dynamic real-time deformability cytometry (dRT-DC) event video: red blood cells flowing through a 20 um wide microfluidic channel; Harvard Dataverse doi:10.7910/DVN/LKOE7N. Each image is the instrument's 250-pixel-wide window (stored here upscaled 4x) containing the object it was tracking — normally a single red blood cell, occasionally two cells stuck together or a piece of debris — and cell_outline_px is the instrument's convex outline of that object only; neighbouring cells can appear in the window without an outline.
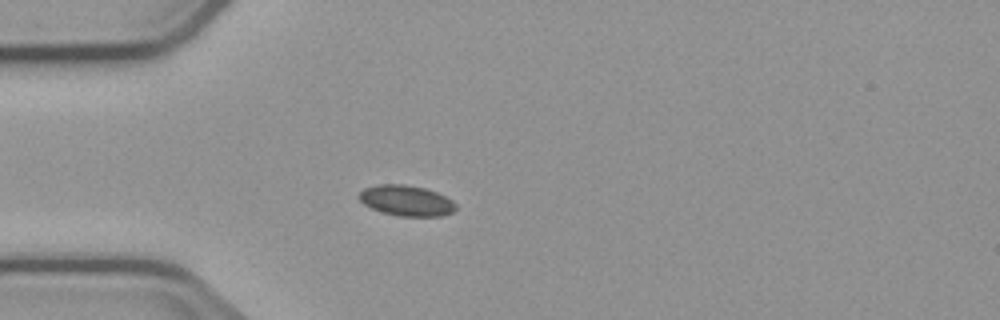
{"species": "common noctule bat (a hibernating species)", "species_latin": "Nyctalus noctula", "temperature_condition": "cold", "stored_images_in_passage": 5, "camera_frame_rate_fps": 3000, "um_per_image_px": 0.085, "animal": {"sex": "male", "body_mass_g": 23.1, "forearm_length_mm": 52.7}, "frame": {"image": 1, "passage_image": 4, "time_ms": 4.333, "image_size_px": [1000, 320], "cell_outline_px": [[456, 208], [452, 212], [440, 216], [396, 216], [380, 212], [364, 204], [356, 196], [364, 188], [376, 184], [404, 184], [424, 188], [436, 192], [452, 200], [456, 204]], "centroid_in_image_um": [34.5, 17.05], "position_along_channel_um": 50.5, "area_um2": 17.34}}